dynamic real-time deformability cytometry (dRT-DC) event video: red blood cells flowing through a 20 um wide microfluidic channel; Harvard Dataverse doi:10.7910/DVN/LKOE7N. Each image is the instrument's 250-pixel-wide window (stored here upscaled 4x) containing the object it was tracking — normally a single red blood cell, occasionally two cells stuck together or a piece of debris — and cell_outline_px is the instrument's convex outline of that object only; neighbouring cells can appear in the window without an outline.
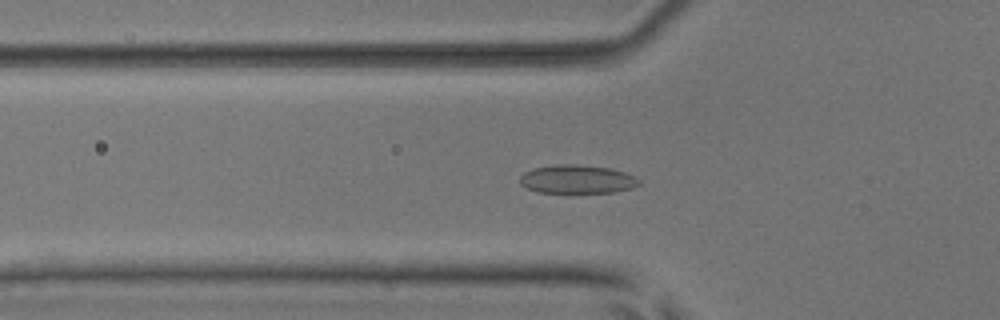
{"species": "common noctule bat (a hibernating species)", "species_latin": "Nyctalus noctula", "temperature_condition": "room temperature", "stored_images_in_passage": 46, "camera_frame_rate_fps": 3000, "um_per_image_px": 0.085, "animal": {"sex": "male", "body_mass_g": 17.9, "forearm_length_mm": 54.2}, "frame": {"image": 1, "passage_image": 10, "time_ms": 3.0, "image_size_px": [1000, 320], "cell_outline_px": [[640, 184], [632, 188], [616, 192], [536, 192], [520, 184], [520, 176], [524, 172], [532, 168], [556, 164], [576, 164], [608, 168], [624, 172], [636, 176], [640, 180]], "centroid_in_image_um": [49.06, 15.23], "position_along_channel_um": 76.7, "area_um2": 19.83}}
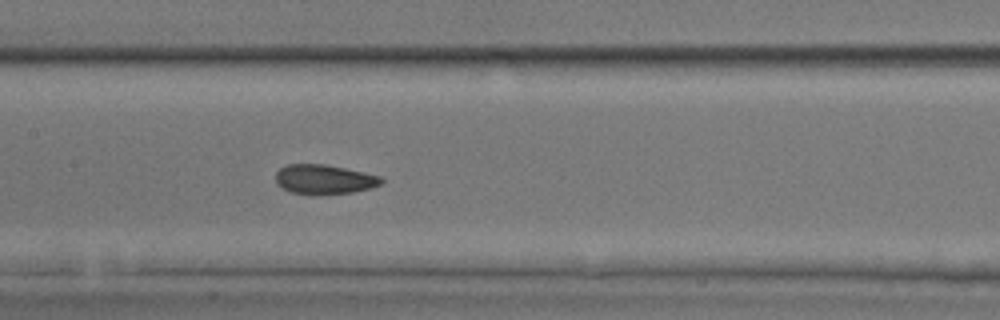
{"frame": {"image": 2, "passage_image": 18, "time_ms": 5.667, "image_size_px": [1000, 320], "cell_outline_px": [[384, 184], [352, 192], [312, 196], [308, 196], [292, 192], [276, 184], [276, 172], [280, 168], [288, 164], [324, 164], [344, 168], [380, 176], [384, 180]], "centroid_in_image_um": [27.54, 15.26], "position_along_channel_um": 179.9, "area_um2": 18.32}}
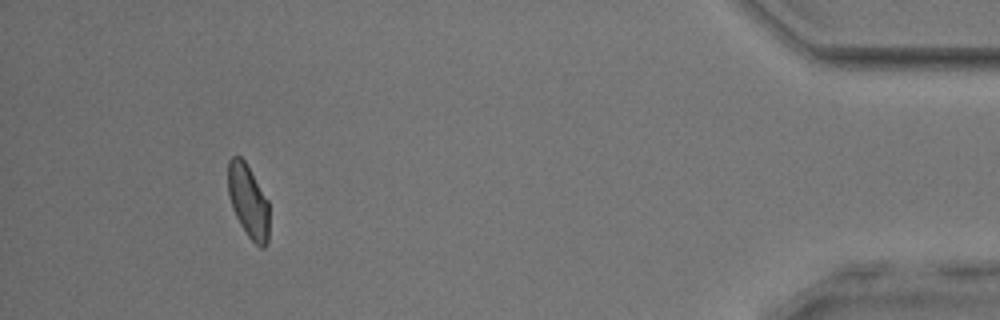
{"frame": {"image": 3, "passage_image": 41, "time_ms": 13.333, "image_size_px": [1000, 320], "cell_outline_px": [[268, 240], [264, 248], [260, 248], [248, 236], [240, 224], [232, 208], [228, 192], [228, 160], [232, 156], [240, 156], [244, 160], [268, 200]], "centroid_in_image_um": [21.09, 17.1], "position_along_channel_um": 414.1, "area_um2": 17.4}}